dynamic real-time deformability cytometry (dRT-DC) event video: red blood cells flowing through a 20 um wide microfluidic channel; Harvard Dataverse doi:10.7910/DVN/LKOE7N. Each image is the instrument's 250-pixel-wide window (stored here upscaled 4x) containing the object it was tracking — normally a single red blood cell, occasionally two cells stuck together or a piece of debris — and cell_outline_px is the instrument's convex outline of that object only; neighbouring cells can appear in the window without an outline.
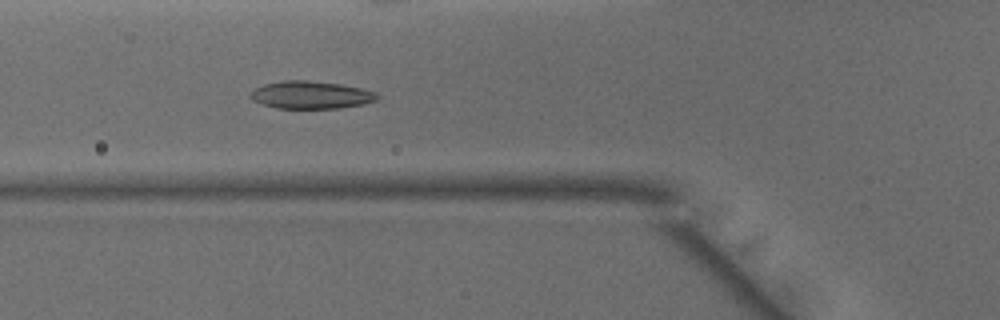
{"species": "common noctule bat (a hibernating species)", "species_latin": "Nyctalus noctula", "temperature_condition": "warm", "stored_images_in_passage": 22, "camera_frame_rate_fps": 3000, "um_per_image_px": 0.085, "animal": {"sex": "male", "body_mass_g": 15.6}, "frame": {"image": 1, "passage_image": 18, "time_ms": 5.667, "image_size_px": [1000, 320], "cell_outline_px": [[380, 96], [376, 100], [364, 104], [340, 108], [276, 108], [252, 100], [248, 96], [256, 88], [264, 84], [284, 80], [308, 80], [340, 84], [360, 88], [376, 92]], "centroid_in_image_um": [26.44, 8.07], "position_along_channel_um": 99.4, "area_um2": 20.35}}
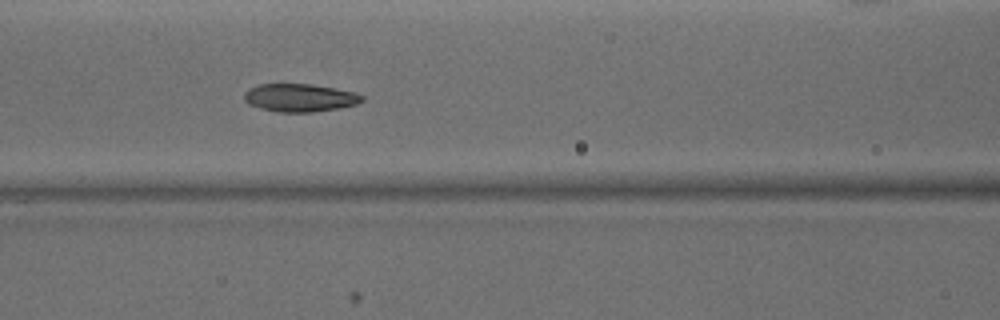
{"frame": {"image": 2, "passage_image": 21, "time_ms": 6.667, "image_size_px": [1000, 320], "cell_outline_px": [[364, 100], [356, 104], [340, 108], [312, 112], [280, 112], [260, 108], [248, 104], [244, 100], [244, 92], [248, 88], [256, 84], [308, 84], [336, 88], [356, 92], [364, 96]], "centroid_in_image_um": [25.47, 8.3], "position_along_channel_um": 141.1, "area_um2": 19.36}}